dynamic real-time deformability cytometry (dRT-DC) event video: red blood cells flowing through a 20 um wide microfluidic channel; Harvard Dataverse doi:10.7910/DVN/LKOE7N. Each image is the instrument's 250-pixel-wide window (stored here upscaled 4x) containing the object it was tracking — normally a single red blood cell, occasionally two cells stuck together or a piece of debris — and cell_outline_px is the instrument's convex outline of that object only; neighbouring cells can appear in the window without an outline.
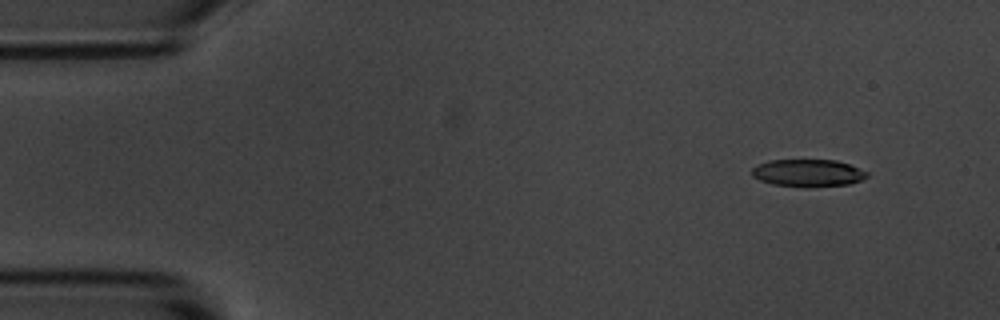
{"species": "common noctule bat (a hibernating species)", "species_latin": "Nyctalus noctula", "temperature_condition": "room temperature", "stored_images_in_passage": 3, "camera_frame_rate_fps": 3000, "um_per_image_px": 0.085, "animal": {"sex": "male", "body_mass_g": 20.1, "forearm_length_mm": 53.5}, "frame": {"image": 1, "passage_image": 1, "time_ms": 0.0, "image_size_px": [1000, 320], "cell_outline_px": [[868, 176], [860, 180], [848, 184], [804, 188], [772, 184], [760, 180], [752, 176], [752, 168], [768, 160], [836, 160], [848, 164], [868, 172]], "centroid_in_image_um": [68.66, 14.71], "position_along_channel_um": 16.3, "area_um2": 18.38}}
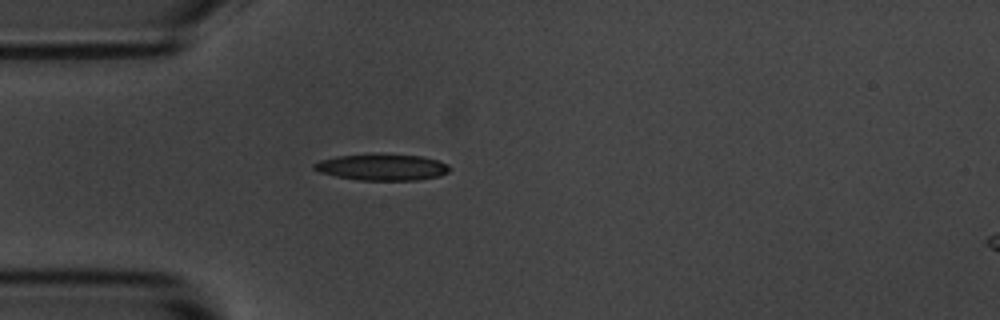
{"frame": {"image": 2, "passage_image": 3, "time_ms": 3.333, "image_size_px": [1000, 320], "cell_outline_px": [[452, 168], [448, 172], [440, 176], [416, 180], [360, 180], [336, 176], [320, 172], [312, 168], [312, 164], [320, 160], [336, 156], [420, 156], [436, 160], [448, 164]], "centroid_in_image_um": [32.49, 14.25], "position_along_channel_um": 52.5, "area_um2": 20.06}}